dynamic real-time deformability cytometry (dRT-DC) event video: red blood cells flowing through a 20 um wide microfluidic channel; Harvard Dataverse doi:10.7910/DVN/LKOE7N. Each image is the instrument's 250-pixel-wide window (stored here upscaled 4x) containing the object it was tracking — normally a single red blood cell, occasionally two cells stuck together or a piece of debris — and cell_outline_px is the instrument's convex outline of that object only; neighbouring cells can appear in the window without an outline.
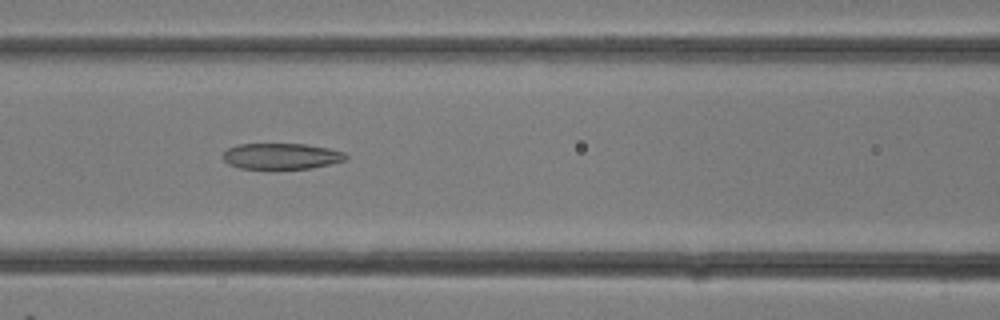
{"species": "common noctule bat (a hibernating species)", "species_latin": "Nyctalus noctula", "temperature_condition": "room temperature", "stored_images_in_passage": 9, "camera_frame_rate_fps": 3000, "um_per_image_px": 0.085, "animal": {"sex": "female"}, "frame": {"image": 1, "passage_image": 4, "time_ms": 1.0, "image_size_px": [1000, 320], "cell_outline_px": [[348, 156], [344, 160], [332, 164], [312, 168], [240, 168], [228, 164], [224, 160], [224, 152], [228, 148], [236, 144], [304, 144], [328, 148], [344, 152]], "centroid_in_image_um": [23.92, 13.27], "position_along_channel_um": 142.7, "area_um2": 18.44}}
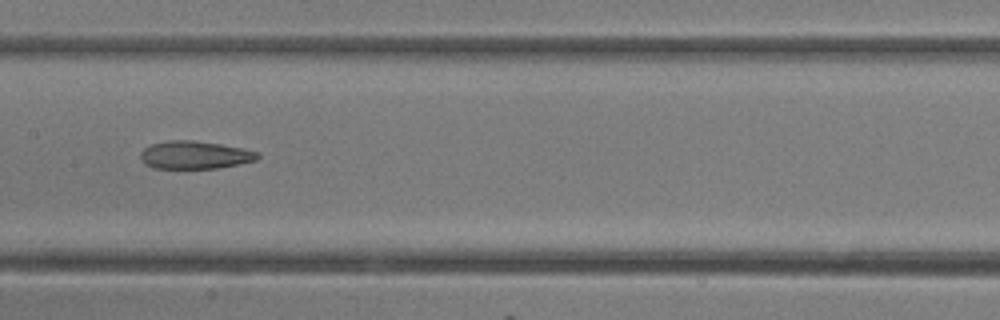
{"frame": {"image": 2, "passage_image": 6, "time_ms": 1.667, "image_size_px": [1000, 320], "cell_outline_px": [[260, 156], [256, 160], [216, 168], [152, 168], [144, 164], [140, 156], [140, 152], [144, 148], [152, 144], [168, 140], [196, 140], [220, 144], [260, 152]], "centroid_in_image_um": [16.52, 13.16], "position_along_channel_um": 190.9, "area_um2": 18.96}}
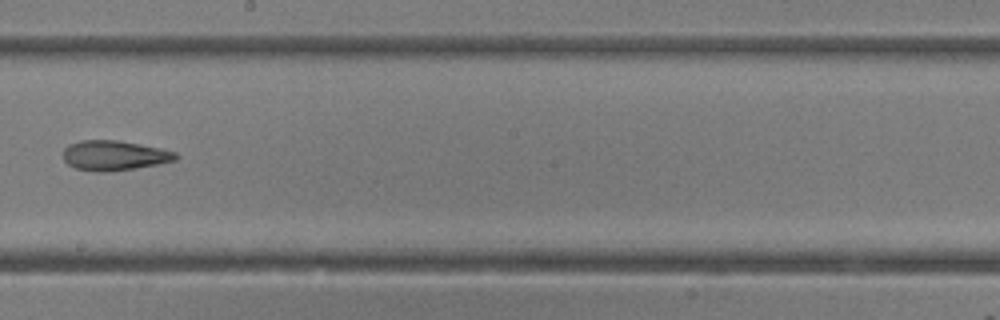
{"frame": {"image": 3, "passage_image": 8, "time_ms": 2.333, "image_size_px": [1000, 320], "cell_outline_px": [[180, 156], [176, 160], [156, 164], [108, 172], [96, 172], [76, 168], [68, 164], [64, 160], [64, 148], [68, 144], [80, 140], [116, 140], [140, 144], [160, 148], [176, 152]], "centroid_in_image_um": [9.7, 13.21], "position_along_channel_um": 238.5, "area_um2": 19.54}}